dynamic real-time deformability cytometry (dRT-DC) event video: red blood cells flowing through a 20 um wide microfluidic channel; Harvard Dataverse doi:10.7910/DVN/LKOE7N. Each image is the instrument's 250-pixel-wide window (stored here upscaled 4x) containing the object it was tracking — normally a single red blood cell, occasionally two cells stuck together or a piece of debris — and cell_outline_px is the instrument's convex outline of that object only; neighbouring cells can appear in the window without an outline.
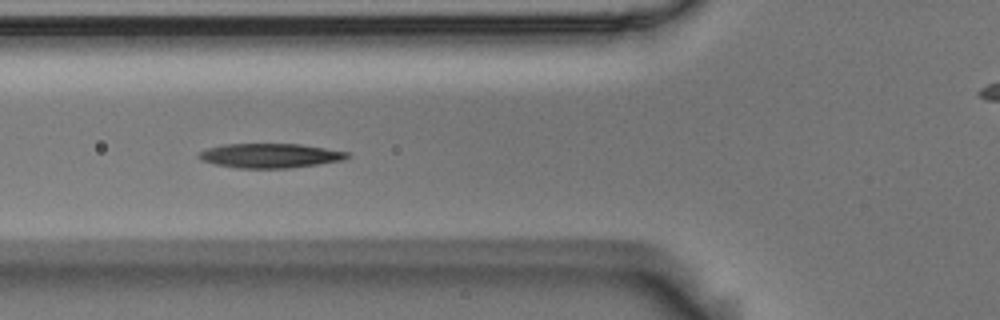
{"species": "Egyptian fruit bat (a non-hibernating species)", "species_latin": "Rousettus aegyptiacus", "temperature_condition": "room temperature", "stored_images_in_passage": 14, "camera_frame_rate_fps": 3000, "um_per_image_px": 0.085, "animal": {"sex": "male"}, "frame": {"image": 1, "passage_image": 4, "time_ms": 1.0, "image_size_px": [1000, 320], "cell_outline_px": [[352, 156], [340, 160], [316, 164], [288, 168], [236, 168], [216, 164], [200, 160], [196, 156], [200, 152], [208, 148], [224, 144], [300, 144], [348, 152]], "centroid_in_image_um": [22.91, 13.23], "position_along_channel_um": 102.9, "area_um2": 20.92}}
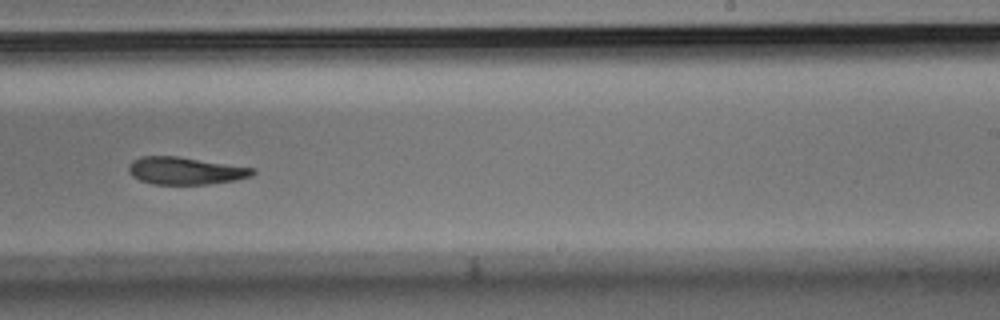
{"frame": {"image": 2, "passage_image": 8, "time_ms": 2.333, "image_size_px": [1000, 320], "cell_outline_px": [[256, 172], [252, 176], [236, 180], [208, 184], [152, 184], [140, 180], [132, 176], [128, 172], [128, 164], [132, 160], [140, 156], [176, 156], [256, 168]], "centroid_in_image_um": [15.75, 14.51], "position_along_channel_um": 273.3, "area_um2": 19.94}}
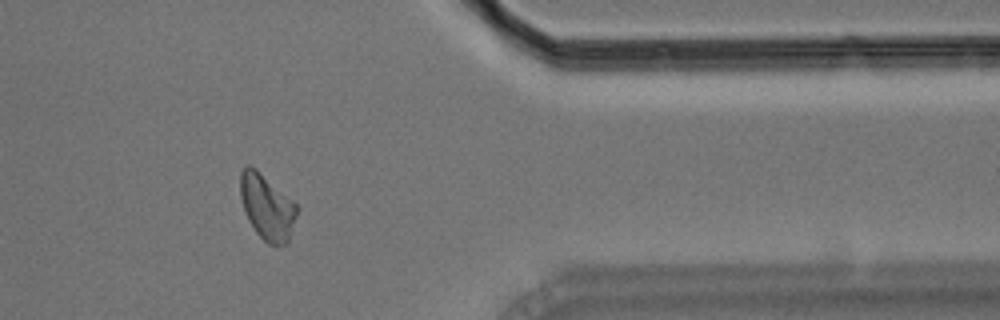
{"frame": {"image": 3, "passage_image": 11, "time_ms": 3.333, "image_size_px": [1000, 320], "cell_outline_px": [[300, 208], [288, 244], [268, 244], [256, 232], [248, 220], [240, 196], [240, 172], [248, 164], [252, 164], [292, 200]], "centroid_in_image_um": [22.71, 17.58], "position_along_channel_um": 388.7, "area_um2": 21.73}}